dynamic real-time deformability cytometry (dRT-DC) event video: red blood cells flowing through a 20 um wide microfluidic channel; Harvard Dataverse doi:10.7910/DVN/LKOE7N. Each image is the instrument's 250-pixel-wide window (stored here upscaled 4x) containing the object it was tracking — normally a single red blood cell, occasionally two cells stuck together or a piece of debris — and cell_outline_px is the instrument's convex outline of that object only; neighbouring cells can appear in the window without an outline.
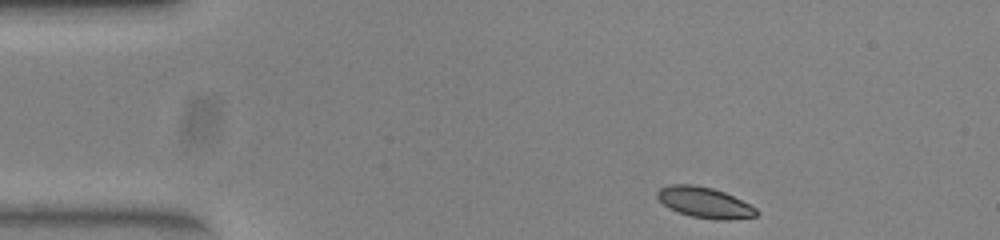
{"species": "common noctule bat (a hibernating species)", "species_latin": "Nyctalus noctula", "temperature_condition": "warm", "stored_images_in_passage": 45, "camera_frame_rate_fps": 3000, "um_per_image_px": 0.085, "animal": {"sex": "female", "body_mass_g": 23.0, "forearm_length_mm": 53.4}, "frame": {"image": 1, "passage_image": 1, "time_ms": 0.0, "image_size_px": [1000, 240], "cell_outline_px": [[760, 212], [756, 216], [728, 220], [720, 220], [692, 216], [668, 208], [656, 196], [656, 192], [660, 188], [668, 184], [692, 184], [712, 188], [724, 192], [756, 208]], "centroid_in_image_um": [59.87, 17.2], "position_along_channel_um": 25.1, "area_um2": 17.57}}
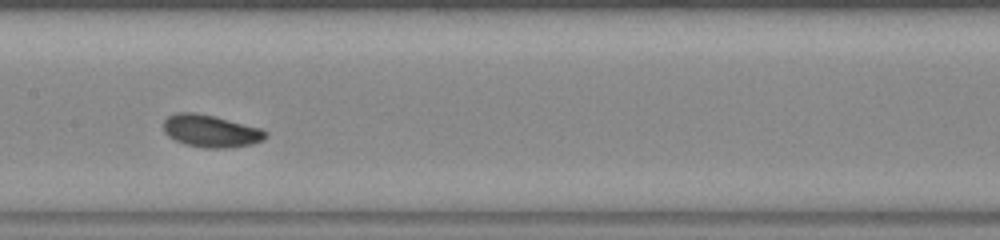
{"frame": {"image": 2, "passage_image": 19, "time_ms": 6.0, "image_size_px": [1000, 240], "cell_outline_px": [[268, 136], [264, 140], [252, 144], [224, 148], [204, 148], [184, 144], [168, 136], [164, 132], [164, 120], [168, 116], [176, 112], [196, 112], [216, 116], [260, 128], [268, 132]], "centroid_in_image_um": [17.92, 11.13], "position_along_channel_um": 189.5, "area_um2": 19.42}}
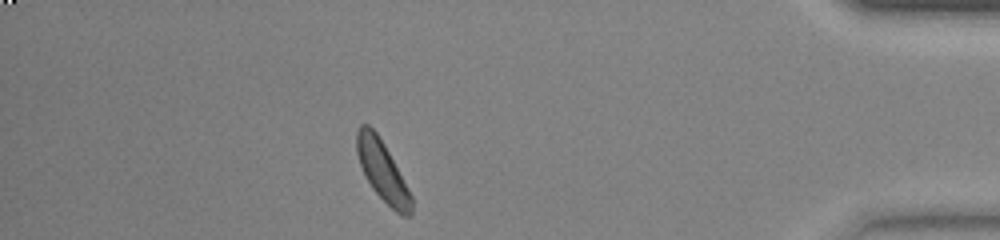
{"frame": {"image": 3, "passage_image": 39, "time_ms": 12.667, "image_size_px": [1000, 240], "cell_outline_px": [[412, 216], [400, 216], [372, 188], [364, 176], [356, 152], [356, 132], [360, 124], [368, 124], [376, 132], [384, 144], [408, 188], [412, 196]], "centroid_in_image_um": [32.49, 14.53], "position_along_channel_um": 402.7, "area_um2": 19.02}, "authors_computed_cell_mechanics": {"area_um2": 18.6694, "velocity_mm_per_s": 3.9103, "shape_relaxation_time_tau1_ms": 1.6864, "shape_relaxation_time_tau2_ms": null, "deformation_change_tau1": 0.0634, "deformation_change_tau2": null}}